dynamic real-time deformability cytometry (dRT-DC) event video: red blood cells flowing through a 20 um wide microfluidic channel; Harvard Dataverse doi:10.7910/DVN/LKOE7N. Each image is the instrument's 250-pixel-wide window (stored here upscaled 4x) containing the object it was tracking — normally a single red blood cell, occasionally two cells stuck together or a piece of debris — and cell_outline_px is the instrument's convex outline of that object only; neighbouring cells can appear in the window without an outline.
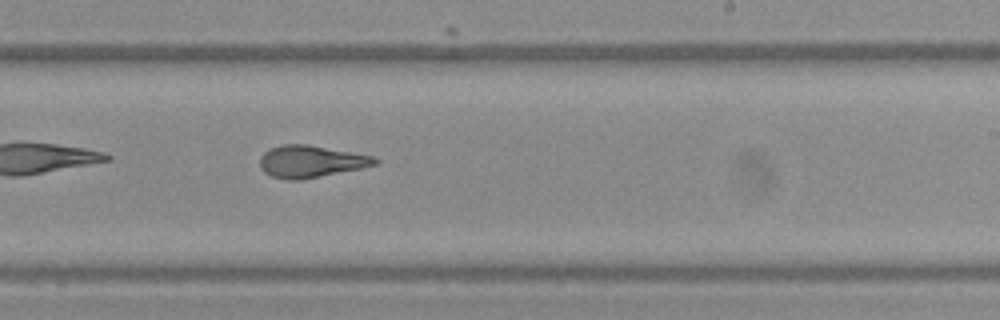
{"species": "Egyptian fruit bat (a non-hibernating species)", "species_latin": "Rousettus aegyptiacus", "temperature_condition": "warm", "stored_images_in_passage": 38, "camera_frame_rate_fps": 3000, "um_per_image_px": 0.085, "frame": {"image": 1, "passage_image": 17, "time_ms": 5.333, "image_size_px": [1000, 320], "cell_outline_px": [[380, 164], [300, 180], [288, 180], [272, 176], [264, 172], [260, 168], [260, 156], [264, 152], [272, 148], [284, 144], [308, 144], [372, 156], [380, 160]], "centroid_in_image_um": [26.41, 13.72], "position_along_channel_um": 262.6, "area_um2": 21.33}, "authors_computed_cell_mechanics": {"area_um2": 21.675, "velocity_mm_per_s": 3.8411, "shape_relaxation_time_tau1_ms": 3.5504, "shape_relaxation_time_tau2_ms": 1.2256, "deformation_change_tau1": 0.1725, "deformation_change_tau2": 0.0974}}